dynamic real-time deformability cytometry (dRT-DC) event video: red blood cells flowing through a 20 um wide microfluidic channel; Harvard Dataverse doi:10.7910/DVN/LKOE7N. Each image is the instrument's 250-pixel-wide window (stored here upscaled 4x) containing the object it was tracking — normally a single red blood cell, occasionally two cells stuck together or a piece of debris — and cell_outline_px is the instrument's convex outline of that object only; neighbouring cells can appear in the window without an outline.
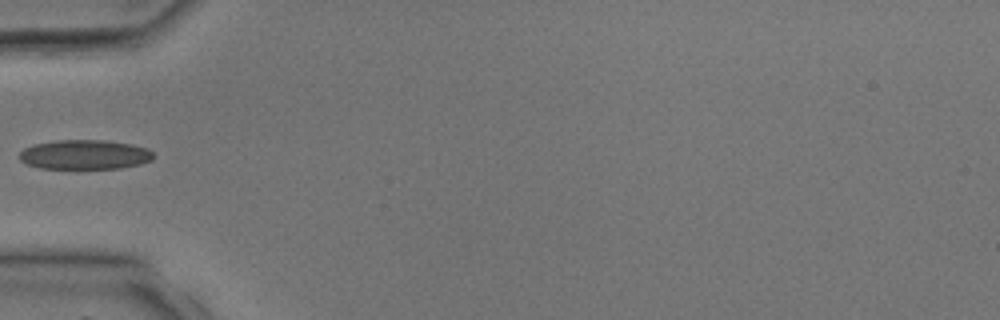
{"species": "common noctule bat (a hibernating species)", "species_latin": "Nyctalus noctula", "temperature_condition": "room temperature", "stored_images_in_passage": 2, "camera_frame_rate_fps": 3000, "um_per_image_px": 0.085, "animal": {"sex": "male", "body_mass_g": 17.9, "forearm_length_mm": 54.2}, "frame": {"image": 1, "passage_image": 2, "time_ms": 2.333, "image_size_px": [1000, 320], "cell_outline_px": [[156, 156], [152, 160], [140, 164], [120, 168], [40, 168], [28, 164], [20, 160], [20, 152], [24, 148], [32, 144], [56, 140], [104, 140], [132, 144], [148, 148]], "centroid_in_image_um": [7.22, 13.13], "position_along_channel_um": 77.8, "area_um2": 23.12}}